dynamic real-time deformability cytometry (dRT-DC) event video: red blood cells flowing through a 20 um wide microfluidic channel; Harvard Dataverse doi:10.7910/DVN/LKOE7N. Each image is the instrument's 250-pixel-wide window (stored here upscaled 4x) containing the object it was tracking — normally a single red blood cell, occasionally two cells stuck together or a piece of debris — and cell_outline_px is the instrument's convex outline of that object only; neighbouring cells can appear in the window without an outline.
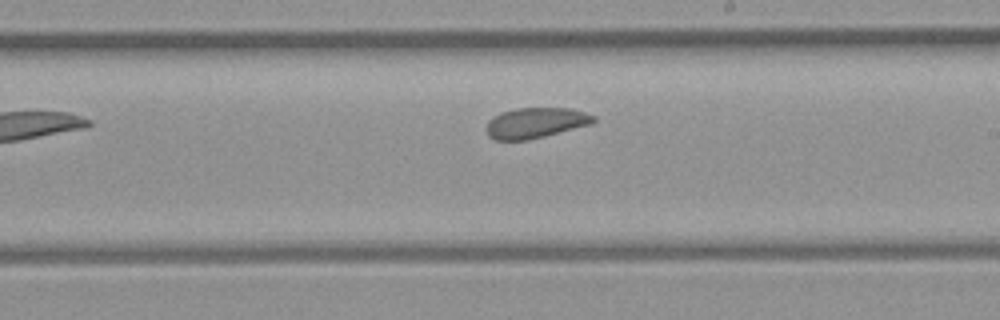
{"species": "common noctule bat (a hibernating species)", "species_latin": "Nyctalus noctula", "temperature_condition": "room temperature", "stored_images_in_passage": 8, "camera_frame_rate_fps": 3000, "um_per_image_px": 0.085, "animal": {"sex": "female", "body_mass_g": 21.9}, "frame": {"image": 1, "passage_image": 8, "time_ms": 2.333, "image_size_px": [1000, 320], "cell_outline_px": [[596, 120], [592, 124], [528, 140], [496, 140], [488, 136], [488, 120], [500, 112], [516, 108], [568, 108], [584, 112], [596, 116]], "centroid_in_image_um": [45.54, 10.44], "position_along_channel_um": 243.5, "area_um2": 18.96}}